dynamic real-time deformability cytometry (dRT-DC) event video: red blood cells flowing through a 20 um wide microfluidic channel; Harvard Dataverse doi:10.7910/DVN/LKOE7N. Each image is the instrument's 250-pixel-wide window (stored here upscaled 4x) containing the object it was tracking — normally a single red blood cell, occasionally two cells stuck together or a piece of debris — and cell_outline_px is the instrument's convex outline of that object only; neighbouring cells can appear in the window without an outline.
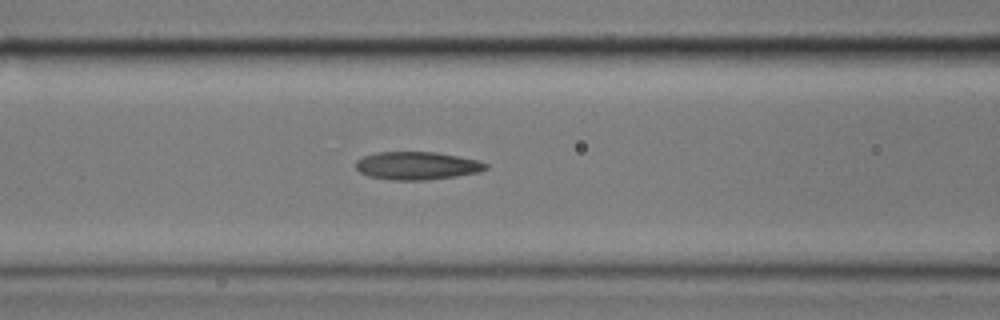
{"species": "common noctule bat (a hibernating species)", "species_latin": "Nyctalus noctula", "temperature_condition": "cold", "stored_images_in_passage": 33, "camera_frame_rate_fps": 3000, "um_per_image_px": 0.085, "animal": {"sex": "male", "body_mass_g": 17.9}, "frame": {"image": 1, "passage_image": 5, "time_ms": 1.333, "image_size_px": [1000, 320], "cell_outline_px": [[488, 168], [480, 172], [456, 176], [424, 180], [392, 180], [368, 176], [360, 172], [356, 168], [356, 160], [364, 156], [376, 152], [436, 152], [476, 160], [488, 164]], "centroid_in_image_um": [35.43, 14.08], "position_along_channel_um": 131.2, "area_um2": 21.1}}
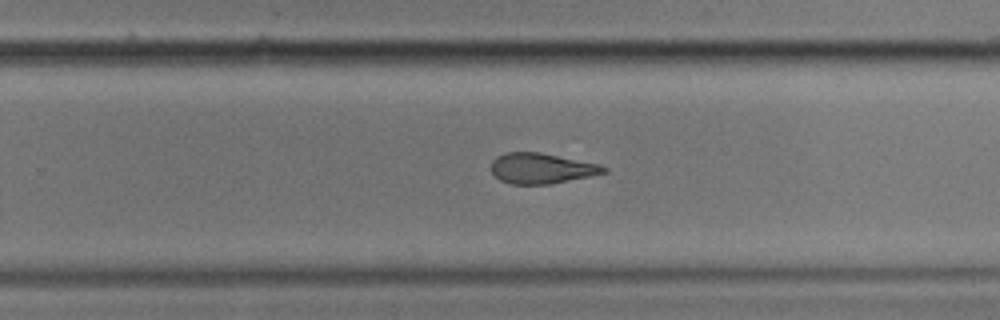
{"frame": {"image": 2, "passage_image": 18, "time_ms": 5.667, "image_size_px": [1000, 320], "cell_outline_px": [[608, 172], [592, 176], [552, 184], [512, 184], [500, 180], [492, 172], [492, 160], [496, 156], [504, 152], [540, 152], [600, 164], [608, 168]], "centroid_in_image_um": [46.06, 14.31], "position_along_channel_um": 283.7, "area_um2": 20.17}}
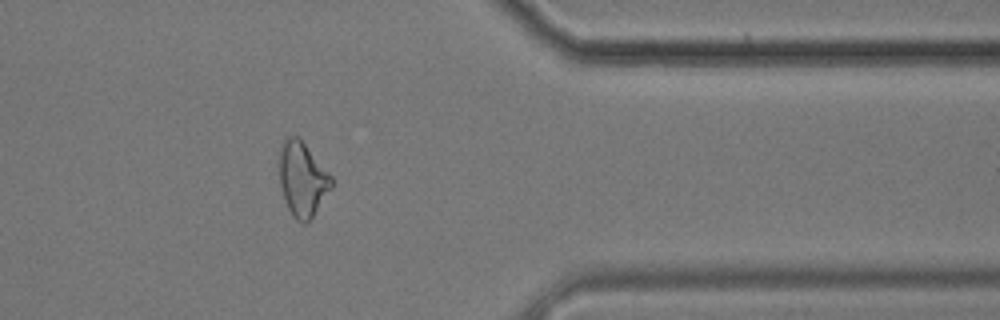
{"frame": {"image": 3, "passage_image": 28, "time_ms": 9.0, "image_size_px": [1000, 320], "cell_outline_px": [[332, 188], [312, 216], [304, 224], [296, 220], [292, 216], [284, 200], [280, 184], [280, 144], [288, 136], [300, 136], [332, 176]], "centroid_in_image_um": [25.7, 15.19], "position_along_channel_um": 385.7, "area_um2": 22.66}}